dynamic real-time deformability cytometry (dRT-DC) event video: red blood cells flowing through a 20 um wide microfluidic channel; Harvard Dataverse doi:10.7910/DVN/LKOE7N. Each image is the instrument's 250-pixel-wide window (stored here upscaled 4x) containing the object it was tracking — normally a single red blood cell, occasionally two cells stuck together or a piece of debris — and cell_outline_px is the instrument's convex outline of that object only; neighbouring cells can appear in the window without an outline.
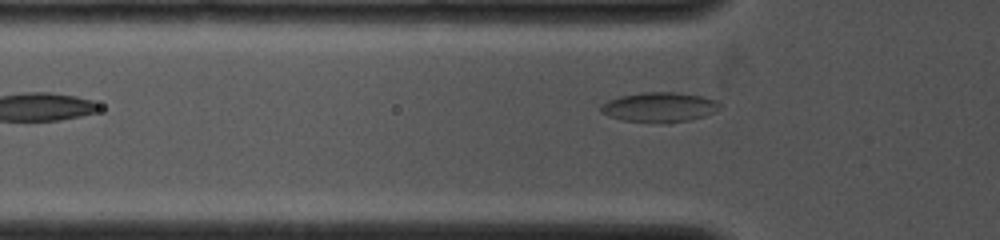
{"species": "common noctule bat (a hibernating species)", "species_latin": "Nyctalus noctula", "temperature_condition": "cold", "stored_images_in_passage": 3, "camera_frame_rate_fps": 4000, "um_per_image_px": 0.085, "animal": {"sex": "female", "body_mass_g": 19.0, "forearm_length_mm": 53.3}, "frame": {"image": 1, "passage_image": 3, "time_ms": 2.0, "image_size_px": [1000, 240], "cell_outline_px": [[720, 108], [704, 116], [688, 120], [668, 124], [664, 124], [620, 120], [608, 116], [600, 112], [600, 104], [608, 100], [620, 96], [640, 92], [676, 92], [700, 96], [716, 100], [720, 104]], "centroid_in_image_um": [55.99, 9.12], "position_along_channel_um": 69.8, "area_um2": 20.92}}